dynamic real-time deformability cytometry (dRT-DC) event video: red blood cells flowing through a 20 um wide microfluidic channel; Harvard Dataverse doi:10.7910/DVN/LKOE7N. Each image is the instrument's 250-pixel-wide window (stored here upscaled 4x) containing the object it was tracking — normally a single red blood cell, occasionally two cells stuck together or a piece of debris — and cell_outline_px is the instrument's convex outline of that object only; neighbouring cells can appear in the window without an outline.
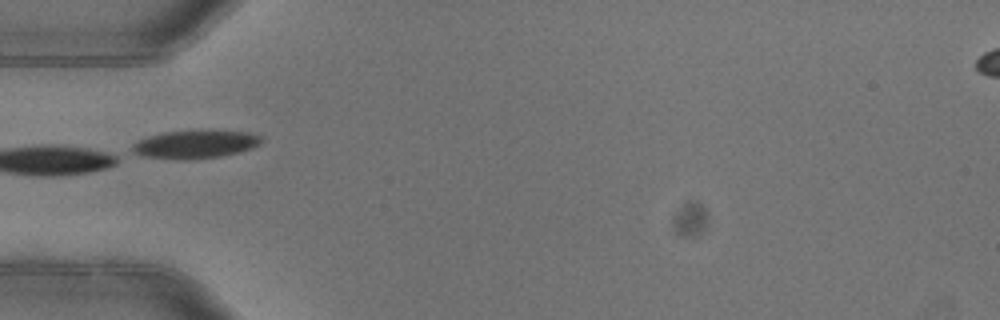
{"species": "common noctule bat (a hibernating species)", "species_latin": "Nyctalus noctula", "temperature_condition": "warm", "stored_images_in_passage": 5, "camera_frame_rate_fps": 3000, "um_per_image_px": 0.085, "animal": {"sex": "female"}, "frame": {"image": 1, "passage_image": 4, "time_ms": 1.0, "image_size_px": [1000, 320], "cell_outline_px": [[264, 140], [260, 144], [252, 148], [220, 156], [184, 160], [140, 156], [132, 152], [132, 144], [148, 136], [164, 132], [248, 132], [260, 136]], "centroid_in_image_um": [16.55, 12.29], "position_along_channel_um": 68.5, "area_um2": 20.52}}
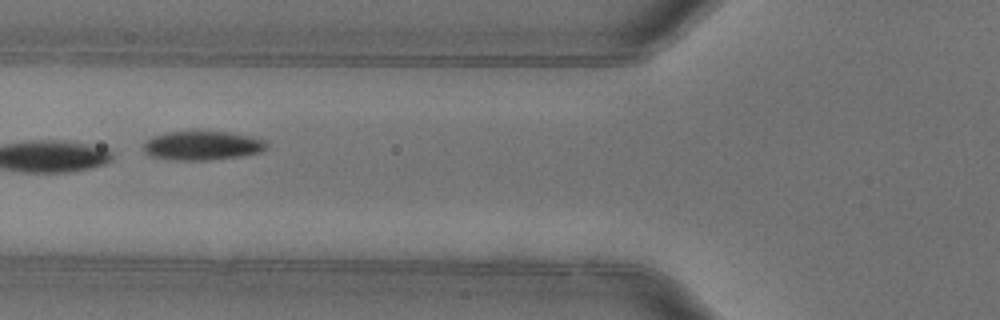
{"frame": {"image": 2, "passage_image": 5, "time_ms": 1.333, "image_size_px": [1000, 320], "cell_outline_px": [[268, 144], [260, 152], [240, 156], [204, 160], [172, 160], [148, 156], [144, 152], [144, 140], [152, 136], [168, 132], [192, 128], [228, 132], [252, 136], [264, 140]], "centroid_in_image_um": [17.12, 12.32], "position_along_channel_um": 108.7, "area_um2": 21.62}}